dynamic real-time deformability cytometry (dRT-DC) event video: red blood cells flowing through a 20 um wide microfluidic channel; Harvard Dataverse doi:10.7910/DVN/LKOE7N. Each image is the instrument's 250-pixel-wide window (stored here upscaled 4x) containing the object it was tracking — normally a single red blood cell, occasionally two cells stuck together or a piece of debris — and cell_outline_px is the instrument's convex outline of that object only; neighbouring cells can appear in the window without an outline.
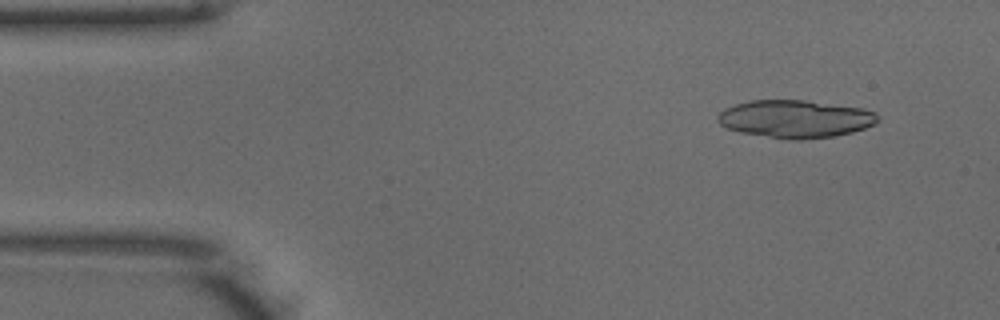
{"species": "common noctule bat (a hibernating species)", "species_latin": "Nyctalus noctula", "temperature_condition": "warm", "stored_images_in_passage": 50, "camera_frame_rate_fps": 3000, "um_per_image_px": 0.085, "animal": {"sex": "male", "body_mass_g": 18.8}, "frame": {"image": 1, "passage_image": 4, "time_ms": 1.0, "image_size_px": [1000, 320], "cell_outline_px": [[876, 120], [872, 124], [864, 128], [852, 132], [836, 136], [804, 140], [788, 140], [740, 132], [728, 128], [720, 124], [716, 120], [716, 116], [724, 108], [748, 100], [804, 100], [864, 108], [876, 112]], "centroid_in_image_um": [67.56, 10.11], "position_along_channel_um": 17.4, "area_um2": 35.32}}
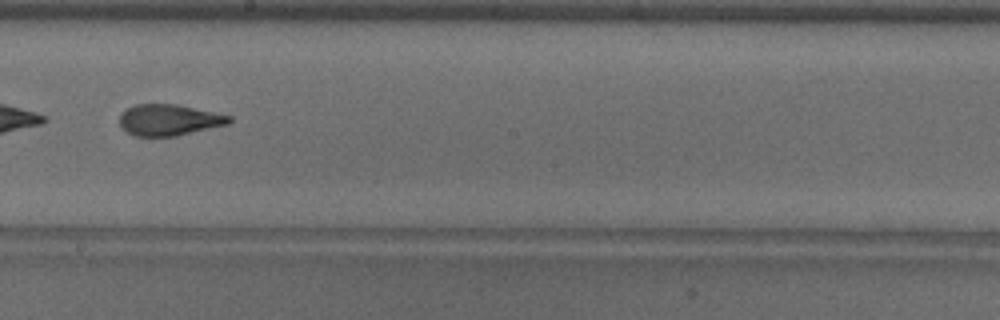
{"frame": {"image": 2, "passage_image": 27, "time_ms": 8.667, "image_size_px": [1000, 320], "cell_outline_px": [[232, 120], [228, 124], [176, 136], [132, 136], [120, 128], [120, 116], [128, 108], [136, 104], [176, 104], [232, 116]], "centroid_in_image_um": [14.35, 10.2], "position_along_channel_um": 233.9, "area_um2": 19.88}}
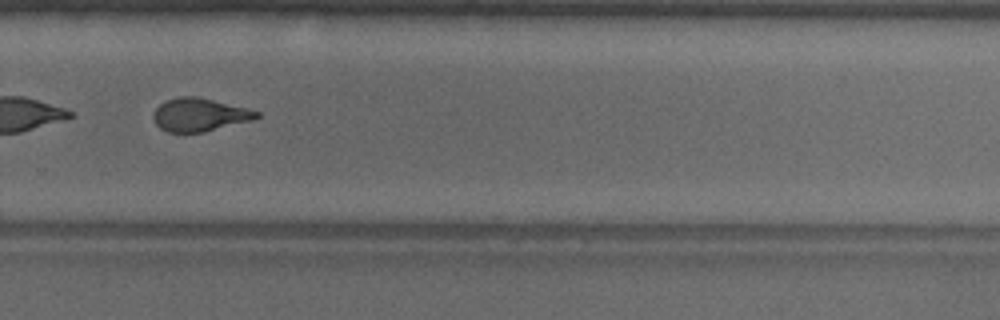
{"frame": {"image": 3, "passage_image": 33, "time_ms": 10.667, "image_size_px": [1000, 320], "cell_outline_px": [[260, 116], [252, 120], [204, 132], [168, 132], [160, 128], [156, 124], [152, 116], [156, 108], [160, 104], [176, 96], [196, 96], [260, 112]], "centroid_in_image_um": [16.92, 9.76], "position_along_channel_um": 312.9, "area_um2": 19.65}, "authors_computed_cell_mechanics": {"area_um2": 21.0103, "velocity_mm_per_s": 3.9669, "shape_relaxation_time_tau1_ms": 4.1758, "shape_relaxation_time_tau2_ms": 1.7592, "deformation_change_tau1": 0.2014, "deformation_change_tau2": 0.1092}}